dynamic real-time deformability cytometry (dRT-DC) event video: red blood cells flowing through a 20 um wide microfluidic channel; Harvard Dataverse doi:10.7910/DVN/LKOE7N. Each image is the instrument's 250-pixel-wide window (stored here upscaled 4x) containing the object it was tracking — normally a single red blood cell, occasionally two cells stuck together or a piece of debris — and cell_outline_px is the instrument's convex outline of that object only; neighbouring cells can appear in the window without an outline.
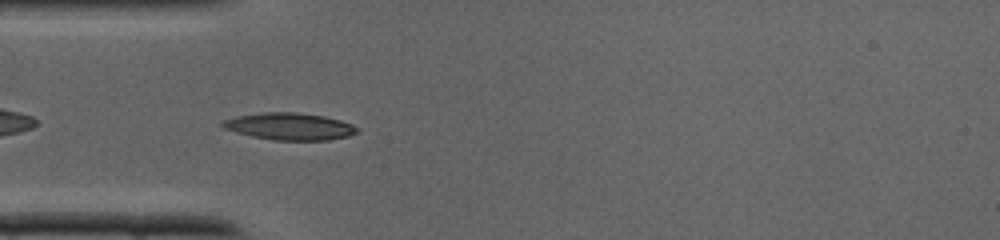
{"species": "common noctule bat (a hibernating species)", "species_latin": "Nyctalus noctula", "temperature_condition": "cold", "stored_images_in_passage": 31, "camera_frame_rate_fps": 3000, "um_per_image_px": 0.085, "animal": {"sex": "male", "body_mass_g": 19.0, "forearm_length_mm": 50.8}, "frame": {"image": 1, "passage_image": 5, "time_ms": 1.333, "image_size_px": [1000, 240], "cell_outline_px": [[360, 128], [356, 132], [348, 136], [328, 140], [272, 140], [252, 136], [236, 132], [224, 128], [220, 124], [220, 120], [236, 116], [264, 112], [296, 112], [324, 116], [340, 120], [352, 124]], "centroid_in_image_um": [24.59, 10.74], "position_along_channel_um": 60.4, "area_um2": 21.27}}
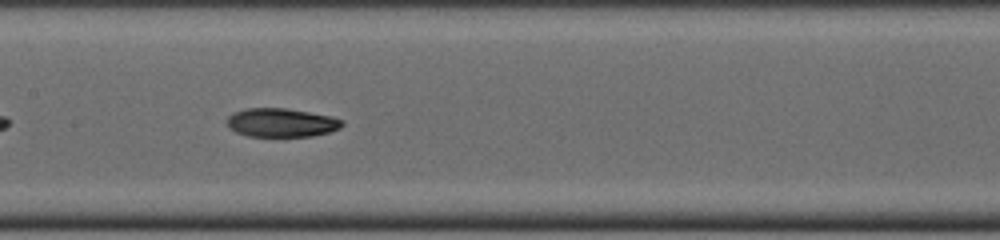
{"frame": {"image": 2, "passage_image": 12, "time_ms": 3.667, "image_size_px": [1000, 240], "cell_outline_px": [[344, 124], [340, 128], [328, 132], [312, 136], [248, 136], [236, 132], [228, 128], [228, 116], [232, 112], [248, 108], [284, 108], [332, 116], [344, 120]], "centroid_in_image_um": [23.92, 10.42], "position_along_channel_um": 183.5, "area_um2": 19.25}}
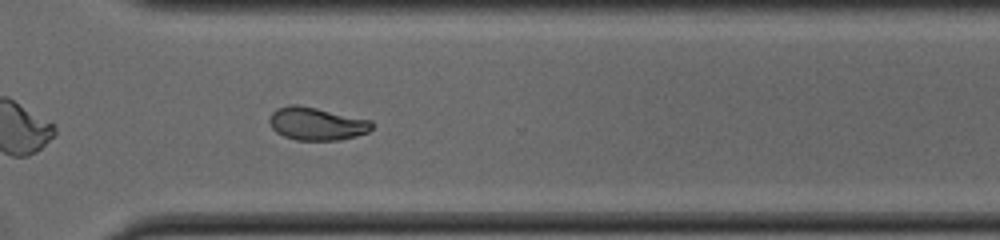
{"frame": {"image": 3, "passage_image": 21, "time_ms": 6.667, "image_size_px": [1000, 240], "cell_outline_px": [[372, 128], [368, 132], [356, 136], [340, 140], [296, 140], [284, 136], [276, 132], [272, 128], [268, 120], [268, 116], [276, 108], [288, 104], [296, 104], [316, 108], [372, 120]], "centroid_in_image_um": [26.88, 10.51], "position_along_channel_um": 343.7, "area_um2": 19.77}}